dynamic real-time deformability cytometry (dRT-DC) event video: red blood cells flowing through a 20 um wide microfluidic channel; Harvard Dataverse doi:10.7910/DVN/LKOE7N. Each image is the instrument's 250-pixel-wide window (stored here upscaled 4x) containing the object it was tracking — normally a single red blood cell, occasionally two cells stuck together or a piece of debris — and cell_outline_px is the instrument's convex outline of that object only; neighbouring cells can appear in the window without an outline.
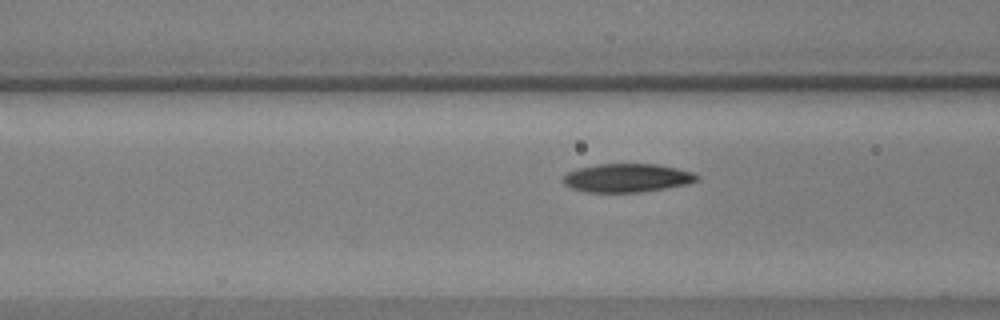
{"species": "common noctule bat (a hibernating species)", "species_latin": "Nyctalus noctula", "temperature_condition": "warm", "stored_images_in_passage": 38, "camera_frame_rate_fps": 3000, "um_per_image_px": 0.085, "animal": {"sex": "male", "body_mass_g": 17.9, "forearm_length_mm": 54.2}, "frame": {"image": 1, "passage_image": 7, "time_ms": 2.0, "image_size_px": [1000, 320], "cell_outline_px": [[700, 180], [688, 184], [640, 192], [588, 192], [572, 188], [564, 184], [560, 180], [568, 172], [580, 168], [596, 164], [656, 164], [676, 168], [692, 172], [700, 176]], "centroid_in_image_um": [53.31, 15.12], "position_along_channel_um": 113.3, "area_um2": 22.2}}
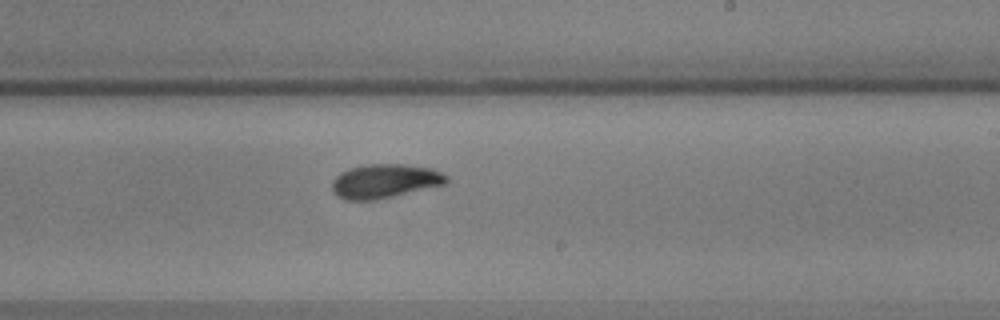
{"frame": {"image": 2, "passage_image": 19, "time_ms": 6.0, "image_size_px": [1000, 320], "cell_outline_px": [[448, 184], [376, 200], [344, 200], [336, 196], [332, 192], [332, 180], [340, 172], [348, 168], [368, 164], [404, 164], [432, 168], [448, 176]], "centroid_in_image_um": [32.7, 15.4], "position_along_channel_um": 256.3, "area_um2": 23.06}}
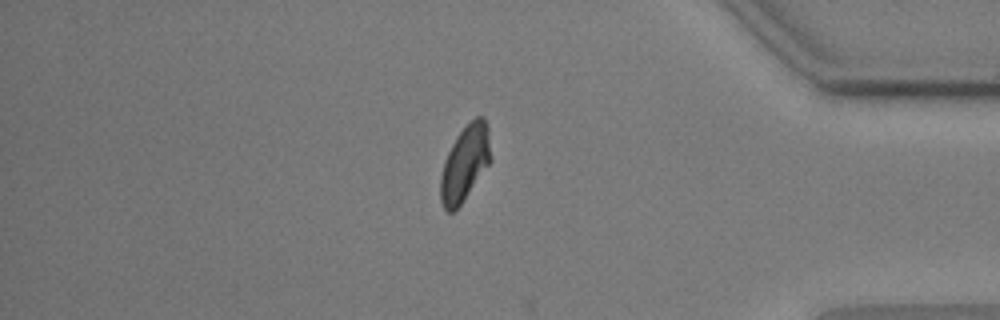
{"frame": {"image": 3, "passage_image": 33, "time_ms": 10.667, "image_size_px": [1000, 320], "cell_outline_px": [[492, 160], [460, 204], [452, 212], [448, 212], [444, 208], [440, 200], [440, 176], [444, 160], [456, 136], [476, 116], [484, 116], [488, 124]], "centroid_in_image_um": [39.53, 13.85], "position_along_channel_um": 395.7, "area_um2": 22.02}, "authors_computed_cell_mechanics": {"area_um2": 22.4264, "velocity_mm_per_s": 3.5789, "shape_relaxation_time_tau1_ms": 4.0206, "shape_relaxation_time_tau2_ms": 3.7743, "deformation_change_tau1": 0.1603, "deformation_change_tau2": 0.0614}}